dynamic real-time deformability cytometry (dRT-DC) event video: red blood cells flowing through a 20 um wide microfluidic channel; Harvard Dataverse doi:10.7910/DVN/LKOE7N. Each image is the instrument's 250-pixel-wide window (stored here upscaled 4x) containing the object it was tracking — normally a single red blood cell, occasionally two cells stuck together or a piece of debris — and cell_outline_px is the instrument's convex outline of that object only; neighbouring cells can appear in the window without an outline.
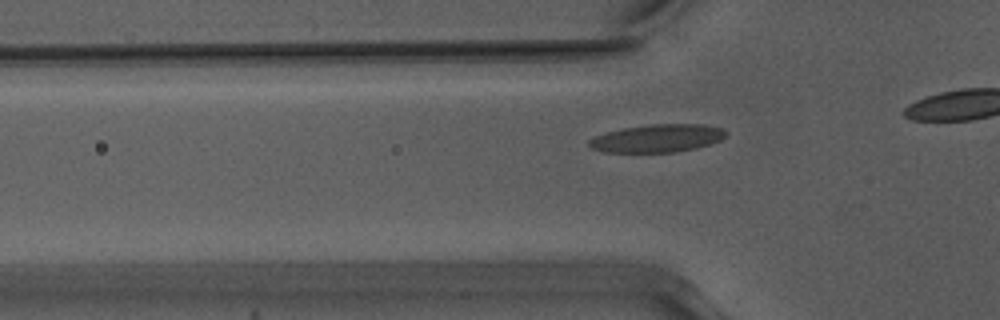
{"species": "Egyptian fruit bat (a non-hibernating species)", "species_latin": "Rousettus aegyptiacus", "temperature_condition": "warm", "stored_images_in_passage": 29, "camera_frame_rate_fps": 3000, "um_per_image_px": 0.085, "animal": {"sex": "male"}, "frame": {"image": 1, "passage_image": 5, "time_ms": 1.333, "image_size_px": [1000, 320], "cell_outline_px": [[728, 132], [720, 140], [696, 148], [672, 152], [604, 152], [592, 148], [588, 144], [588, 140], [596, 136], [608, 132], [624, 128], [652, 124], [704, 124], [724, 128]], "centroid_in_image_um": [55.9, 11.75], "position_along_channel_um": 69.9, "area_um2": 22.08}}
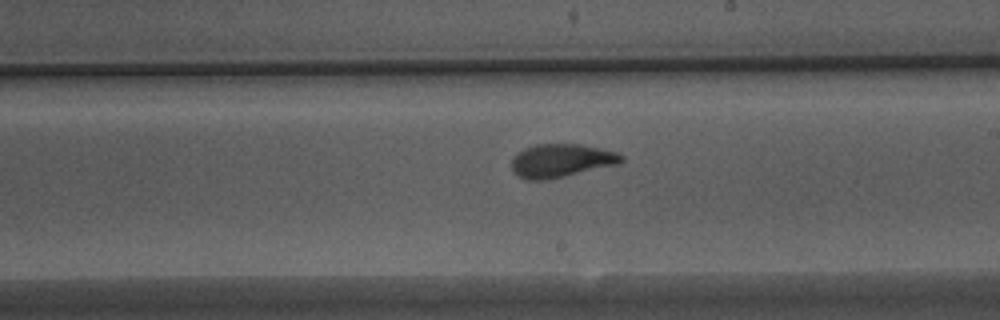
{"frame": {"image": 2, "passage_image": 18, "time_ms": 5.667, "image_size_px": [1000, 320], "cell_outline_px": [[624, 160], [620, 164], [548, 180], [524, 180], [512, 168], [512, 156], [524, 148], [536, 144], [580, 144], [600, 148], [616, 152], [624, 156]], "centroid_in_image_um": [47.72, 13.65], "position_along_channel_um": 241.3, "area_um2": 21.5}}
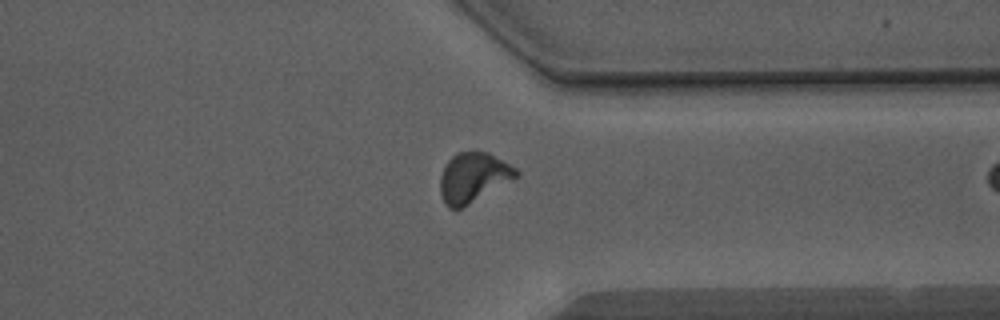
{"frame": {"image": 3, "passage_image": 28, "time_ms": 9.0, "image_size_px": [1000, 320], "cell_outline_px": [[520, 176], [468, 204], [460, 208], [448, 208], [444, 204], [440, 192], [440, 176], [448, 160], [456, 152], [472, 148], [488, 152], [504, 160], [516, 168], [520, 172]], "centroid_in_image_um": [40.24, 15.02], "position_along_channel_um": 371.2, "area_um2": 22.43}}